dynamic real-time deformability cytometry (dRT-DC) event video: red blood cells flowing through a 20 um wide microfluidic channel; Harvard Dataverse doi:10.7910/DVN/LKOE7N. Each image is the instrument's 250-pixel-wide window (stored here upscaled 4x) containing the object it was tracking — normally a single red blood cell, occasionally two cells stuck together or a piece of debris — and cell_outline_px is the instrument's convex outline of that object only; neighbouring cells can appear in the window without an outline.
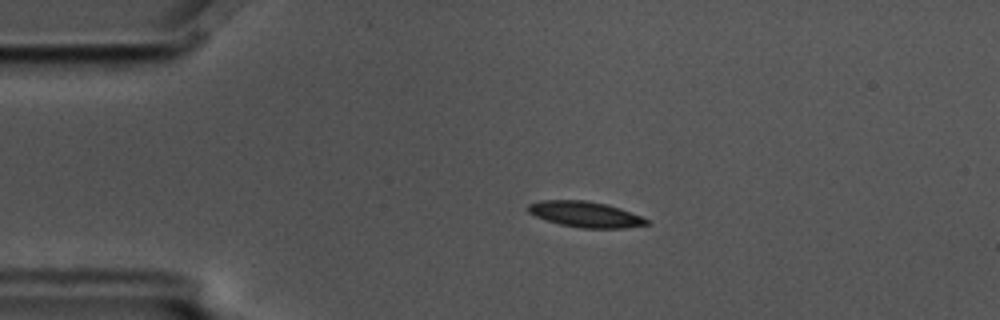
{"species": "common noctule bat (a hibernating species)", "species_latin": "Nyctalus noctula", "temperature_condition": "cold", "stored_images_in_passage": 4, "camera_frame_rate_fps": 3000, "um_per_image_px": 0.085, "animal": {"sex": "male", "body_mass_g": 17.5, "forearm_length_mm": 52.3}, "frame": {"image": 1, "passage_image": 3, "time_ms": 0.667, "image_size_px": [1000, 320], "cell_outline_px": [[652, 224], [624, 228], [580, 228], [560, 224], [536, 216], [528, 212], [528, 204], [544, 200], [584, 200], [608, 204], [620, 208], [652, 220]], "centroid_in_image_um": [49.84, 18.22], "position_along_channel_um": 35.2, "area_um2": 17.86}}